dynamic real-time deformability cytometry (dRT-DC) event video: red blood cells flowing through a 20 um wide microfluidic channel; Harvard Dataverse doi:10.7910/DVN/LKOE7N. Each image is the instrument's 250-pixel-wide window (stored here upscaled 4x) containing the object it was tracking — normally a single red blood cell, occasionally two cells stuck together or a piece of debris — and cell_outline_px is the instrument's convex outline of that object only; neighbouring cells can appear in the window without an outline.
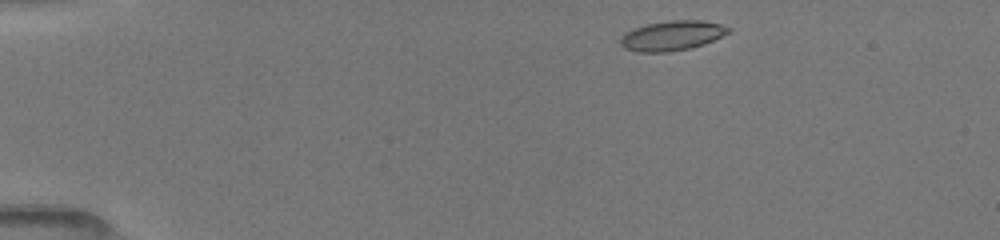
{"species": "common noctule bat (a hibernating species)", "species_latin": "Nyctalus noctula", "temperature_condition": "room temperature", "stored_images_in_passage": 43, "camera_frame_rate_fps": 3000, "um_per_image_px": 0.085, "animal": {"sex": "female", "body_mass_g": 19.5, "forearm_length_mm": 54.1}, "frame": {"image": 1, "passage_image": 1, "time_ms": 0.0, "image_size_px": [1000, 240], "cell_outline_px": [[732, 32], [704, 44], [688, 48], [668, 52], [636, 52], [624, 48], [620, 44], [620, 36], [624, 32], [648, 24], [672, 20], [704, 20], [720, 24], [732, 28]], "centroid_in_image_um": [57.14, 3.03], "position_along_channel_um": 27.9, "area_um2": 18.84}}
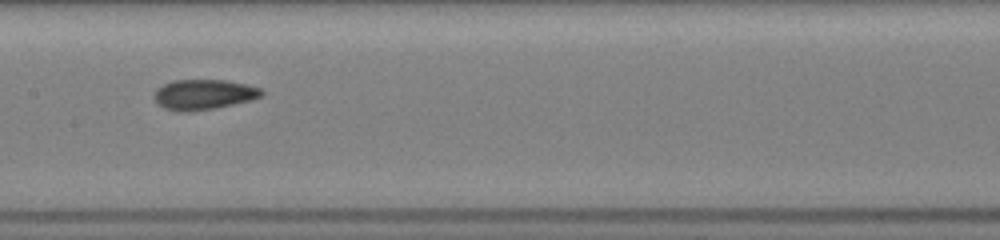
{"frame": {"image": 2, "passage_image": 19, "time_ms": 6.0, "image_size_px": [1000, 240], "cell_outline_px": [[264, 96], [252, 100], [212, 108], [188, 112], [176, 112], [164, 108], [152, 96], [156, 88], [172, 80], [224, 80], [244, 84], [260, 88], [264, 92]], "centroid_in_image_um": [17.29, 8.03], "position_along_channel_um": 190.1, "area_um2": 18.9}}
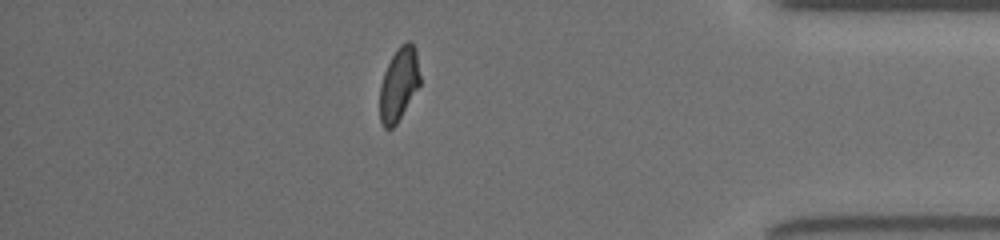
{"frame": {"image": 3, "passage_image": 37, "time_ms": 12.0, "image_size_px": [1000, 240], "cell_outline_px": [[420, 84], [396, 124], [392, 128], [384, 128], [380, 120], [380, 84], [384, 72], [396, 48], [400, 44], [408, 40], [416, 48], [420, 76]], "centroid_in_image_um": [33.9, 7.12], "position_along_channel_um": 401.3, "area_um2": 17.11}, "authors_computed_cell_mechanics": {"area_um2": 18.2648, "velocity_mm_per_s": 4.0385, "shape_relaxation_time_tau1_ms": 9.3055, "shape_relaxation_time_tau2_ms": 1.6934, "deformation_change_tau1": 0.2307, "deformation_change_tau2": 0.0823}}